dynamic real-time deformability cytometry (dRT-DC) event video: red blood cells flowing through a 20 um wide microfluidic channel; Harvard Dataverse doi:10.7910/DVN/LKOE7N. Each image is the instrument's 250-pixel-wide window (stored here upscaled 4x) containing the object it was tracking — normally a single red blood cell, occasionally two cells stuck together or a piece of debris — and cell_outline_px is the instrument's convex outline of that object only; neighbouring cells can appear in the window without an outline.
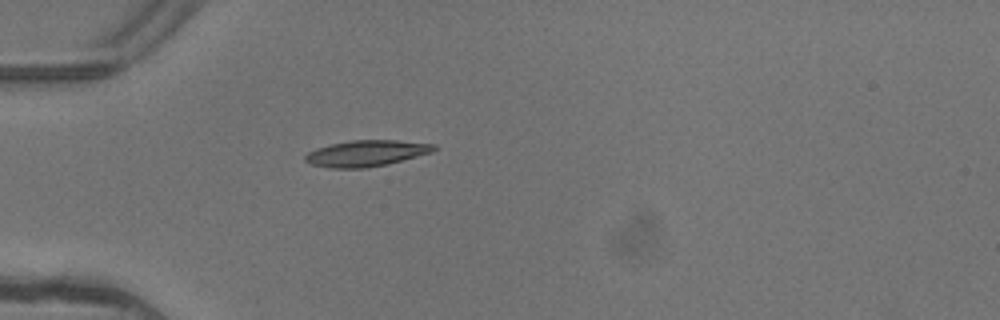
{"species": "common noctule bat (a hibernating species)", "species_latin": "Nyctalus noctula", "temperature_condition": "warm", "stored_images_in_passage": 1, "camera_frame_rate_fps": 3000, "um_per_image_px": 0.085, "animal": {"sex": "female"}, "frame": {"image": 1, "passage_image": 1, "time_ms": 0.0, "image_size_px": [1000, 320], "cell_outline_px": [[436, 148], [432, 152], [388, 164], [364, 168], [328, 168], [312, 164], [304, 160], [304, 156], [308, 152], [316, 148], [332, 144], [352, 140], [396, 140], [436, 144]], "centroid_in_image_um": [31.13, 13.03], "position_along_channel_um": 53.9, "area_um2": 19.54}}